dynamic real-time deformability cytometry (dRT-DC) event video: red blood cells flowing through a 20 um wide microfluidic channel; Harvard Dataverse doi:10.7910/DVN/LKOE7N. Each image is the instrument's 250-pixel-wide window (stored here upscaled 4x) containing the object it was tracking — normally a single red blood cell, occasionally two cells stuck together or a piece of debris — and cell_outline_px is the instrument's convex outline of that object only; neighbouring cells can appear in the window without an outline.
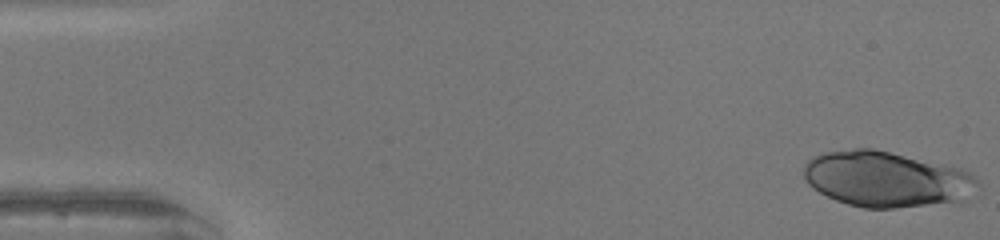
{"species": "human", "species_latin": "Homo sapiens", "temperature_condition": "warm", "stored_images_in_passage": 48, "camera_frame_rate_fps": 3000, "um_per_image_px": 0.085, "donor": {"sex": "female"}, "frame": {"image": 1, "passage_image": 1, "time_ms": 0.0, "image_size_px": [1000, 240], "cell_outline_px": [[980, 184], [968, 200], [960, 204], [896, 208], [864, 208], [848, 204], [836, 200], [812, 188], [808, 184], [804, 176], [804, 164], [808, 160], [824, 152], [852, 148], [872, 148], [960, 168], [968, 172]], "centroid_in_image_um": [75.4, 15.26], "position_along_channel_um": 9.6, "area_um2": 57.05}}
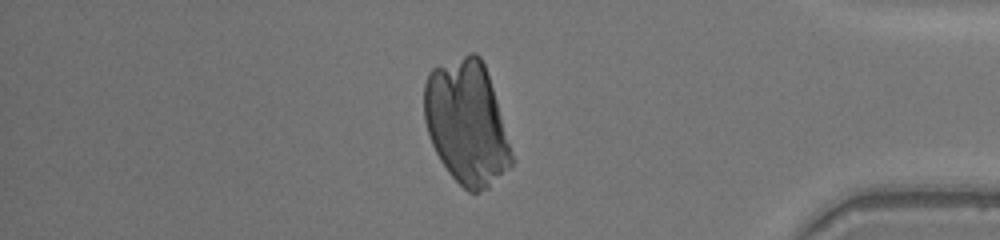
{"frame": {"image": 2, "passage_image": 41, "time_ms": 13.333, "image_size_px": [1000, 240], "cell_outline_px": [[516, 160], [488, 188], [480, 192], [468, 192], [448, 172], [440, 160], [432, 144], [424, 120], [424, 84], [428, 72], [432, 68], [468, 52], [476, 52], [480, 56], [484, 64]], "centroid_in_image_um": [39.66, 10.43], "position_along_channel_um": 395.5, "area_um2": 63.06}}
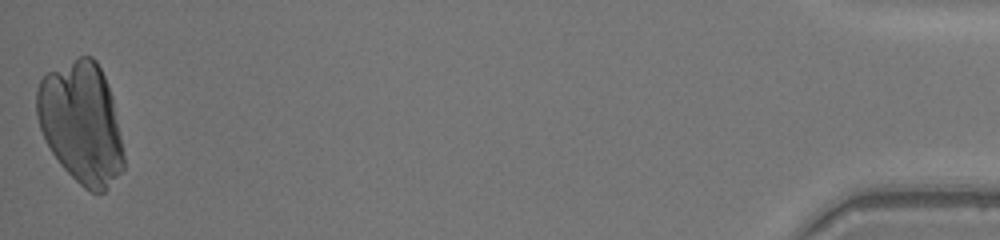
{"frame": {"image": 3, "passage_image": 48, "time_ms": 15.667, "image_size_px": [1000, 240], "cell_outline_px": [[124, 168], [108, 188], [104, 192], [92, 192], [84, 188], [60, 164], [52, 152], [40, 128], [36, 116], [36, 88], [40, 80], [48, 72], [80, 56], [92, 56], [96, 60], [108, 84], [112, 96], [124, 156]], "centroid_in_image_um": [6.9, 10.43], "position_along_channel_um": 428.3, "area_um2": 61.09}}